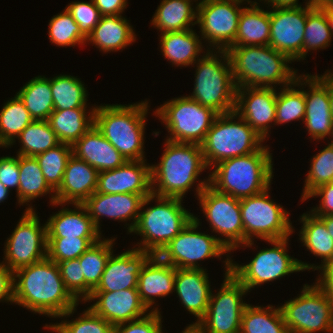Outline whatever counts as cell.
<instances>
[{"label":"cell","instance_id":"1","mask_svg":"<svg viewBox=\"0 0 333 333\" xmlns=\"http://www.w3.org/2000/svg\"><path fill=\"white\" fill-rule=\"evenodd\" d=\"M14 303L53 318L70 316L78 301L65 288L58 264L47 257L13 272Z\"/></svg>","mask_w":333,"mask_h":333},{"label":"cell","instance_id":"2","mask_svg":"<svg viewBox=\"0 0 333 333\" xmlns=\"http://www.w3.org/2000/svg\"><path fill=\"white\" fill-rule=\"evenodd\" d=\"M226 51L237 88H276V84L286 87L293 84L298 76L297 70L288 66L292 60L269 45L229 47Z\"/></svg>","mask_w":333,"mask_h":333},{"label":"cell","instance_id":"3","mask_svg":"<svg viewBox=\"0 0 333 333\" xmlns=\"http://www.w3.org/2000/svg\"><path fill=\"white\" fill-rule=\"evenodd\" d=\"M263 146L257 152L225 159L213 166L209 185L216 191L242 199L270 188L273 177L272 153Z\"/></svg>","mask_w":333,"mask_h":333},{"label":"cell","instance_id":"4","mask_svg":"<svg viewBox=\"0 0 333 333\" xmlns=\"http://www.w3.org/2000/svg\"><path fill=\"white\" fill-rule=\"evenodd\" d=\"M164 145L161 161L150 166L151 191L157 196L182 199L200 173L208 169L202 148L199 144L169 140Z\"/></svg>","mask_w":333,"mask_h":333},{"label":"cell","instance_id":"5","mask_svg":"<svg viewBox=\"0 0 333 333\" xmlns=\"http://www.w3.org/2000/svg\"><path fill=\"white\" fill-rule=\"evenodd\" d=\"M148 107L147 100L126 106L95 107L94 125L127 161L145 160L143 145Z\"/></svg>","mask_w":333,"mask_h":333},{"label":"cell","instance_id":"6","mask_svg":"<svg viewBox=\"0 0 333 333\" xmlns=\"http://www.w3.org/2000/svg\"><path fill=\"white\" fill-rule=\"evenodd\" d=\"M197 61L194 63L197 64L194 91L188 97L218 114L235 111L237 87L227 51L217 50L213 55V50L207 49Z\"/></svg>","mask_w":333,"mask_h":333},{"label":"cell","instance_id":"7","mask_svg":"<svg viewBox=\"0 0 333 333\" xmlns=\"http://www.w3.org/2000/svg\"><path fill=\"white\" fill-rule=\"evenodd\" d=\"M238 118V122L233 119ZM264 139L235 111L218 114L201 144L206 166L248 155L263 147Z\"/></svg>","mask_w":333,"mask_h":333},{"label":"cell","instance_id":"8","mask_svg":"<svg viewBox=\"0 0 333 333\" xmlns=\"http://www.w3.org/2000/svg\"><path fill=\"white\" fill-rule=\"evenodd\" d=\"M154 199L158 204L140 211L131 233L142 236L137 249L158 255L191 222L194 215L182 206L181 198L154 195Z\"/></svg>","mask_w":333,"mask_h":333},{"label":"cell","instance_id":"9","mask_svg":"<svg viewBox=\"0 0 333 333\" xmlns=\"http://www.w3.org/2000/svg\"><path fill=\"white\" fill-rule=\"evenodd\" d=\"M170 132L167 140L201 145L218 113L188 96L174 98L155 111Z\"/></svg>","mask_w":333,"mask_h":333},{"label":"cell","instance_id":"10","mask_svg":"<svg viewBox=\"0 0 333 333\" xmlns=\"http://www.w3.org/2000/svg\"><path fill=\"white\" fill-rule=\"evenodd\" d=\"M269 188L250 197L240 199L244 246L254 244L253 237L267 240L287 238L293 233L289 213L269 197Z\"/></svg>","mask_w":333,"mask_h":333},{"label":"cell","instance_id":"11","mask_svg":"<svg viewBox=\"0 0 333 333\" xmlns=\"http://www.w3.org/2000/svg\"><path fill=\"white\" fill-rule=\"evenodd\" d=\"M289 333H333V304L316 282L305 284L301 294L280 307Z\"/></svg>","mask_w":333,"mask_h":333},{"label":"cell","instance_id":"12","mask_svg":"<svg viewBox=\"0 0 333 333\" xmlns=\"http://www.w3.org/2000/svg\"><path fill=\"white\" fill-rule=\"evenodd\" d=\"M197 197L210 228L224 237V246L231 252L244 244L240 199L216 191L208 179L197 184Z\"/></svg>","mask_w":333,"mask_h":333},{"label":"cell","instance_id":"13","mask_svg":"<svg viewBox=\"0 0 333 333\" xmlns=\"http://www.w3.org/2000/svg\"><path fill=\"white\" fill-rule=\"evenodd\" d=\"M231 258L225 260V279L217 294L210 295L205 316L198 322L206 333H240L241 318L247 303V288L231 273Z\"/></svg>","mask_w":333,"mask_h":333},{"label":"cell","instance_id":"14","mask_svg":"<svg viewBox=\"0 0 333 333\" xmlns=\"http://www.w3.org/2000/svg\"><path fill=\"white\" fill-rule=\"evenodd\" d=\"M198 217L191 222L158 254L164 261L175 268L202 269L198 261L210 257H220L229 251L224 246V238L197 232Z\"/></svg>","mask_w":333,"mask_h":333},{"label":"cell","instance_id":"15","mask_svg":"<svg viewBox=\"0 0 333 333\" xmlns=\"http://www.w3.org/2000/svg\"><path fill=\"white\" fill-rule=\"evenodd\" d=\"M288 237L267 240L273 248L260 250L247 264L239 265L231 261V273L247 288H255L279 279L293 272L302 271L299 260L287 254Z\"/></svg>","mask_w":333,"mask_h":333},{"label":"cell","instance_id":"16","mask_svg":"<svg viewBox=\"0 0 333 333\" xmlns=\"http://www.w3.org/2000/svg\"><path fill=\"white\" fill-rule=\"evenodd\" d=\"M5 264L12 272L47 257V227L41 226L33 206L26 208L5 244Z\"/></svg>","mask_w":333,"mask_h":333},{"label":"cell","instance_id":"17","mask_svg":"<svg viewBox=\"0 0 333 333\" xmlns=\"http://www.w3.org/2000/svg\"><path fill=\"white\" fill-rule=\"evenodd\" d=\"M243 0H201L197 24L203 39L216 50L226 51L235 41ZM212 44V45H211ZM216 46V47H215Z\"/></svg>","mask_w":333,"mask_h":333},{"label":"cell","instance_id":"18","mask_svg":"<svg viewBox=\"0 0 333 333\" xmlns=\"http://www.w3.org/2000/svg\"><path fill=\"white\" fill-rule=\"evenodd\" d=\"M308 4L301 8H273L269 11V46L286 54L292 61L302 59Z\"/></svg>","mask_w":333,"mask_h":333},{"label":"cell","instance_id":"19","mask_svg":"<svg viewBox=\"0 0 333 333\" xmlns=\"http://www.w3.org/2000/svg\"><path fill=\"white\" fill-rule=\"evenodd\" d=\"M154 200V194L115 193L104 194L94 192L82 205L86 208L88 215L100 231V217L106 216L111 219L127 221L132 219L128 225L131 233L135 227L140 210Z\"/></svg>","mask_w":333,"mask_h":333},{"label":"cell","instance_id":"20","mask_svg":"<svg viewBox=\"0 0 333 333\" xmlns=\"http://www.w3.org/2000/svg\"><path fill=\"white\" fill-rule=\"evenodd\" d=\"M275 88L239 87L236 89L235 112L264 140L269 135L270 123L276 117Z\"/></svg>","mask_w":333,"mask_h":333},{"label":"cell","instance_id":"21","mask_svg":"<svg viewBox=\"0 0 333 333\" xmlns=\"http://www.w3.org/2000/svg\"><path fill=\"white\" fill-rule=\"evenodd\" d=\"M302 80V81H301ZM309 85V91L304 90L306 111L303 122L314 140H322L329 136L333 128L328 87L315 75H299L293 86Z\"/></svg>","mask_w":333,"mask_h":333},{"label":"cell","instance_id":"22","mask_svg":"<svg viewBox=\"0 0 333 333\" xmlns=\"http://www.w3.org/2000/svg\"><path fill=\"white\" fill-rule=\"evenodd\" d=\"M151 256L150 252L139 250L137 247L118 256L111 254L101 280L92 292L137 289L140 271Z\"/></svg>","mask_w":333,"mask_h":333},{"label":"cell","instance_id":"23","mask_svg":"<svg viewBox=\"0 0 333 333\" xmlns=\"http://www.w3.org/2000/svg\"><path fill=\"white\" fill-rule=\"evenodd\" d=\"M95 299L96 303L89 308L112 326L139 319L148 311L140 300L138 289L92 292L86 301Z\"/></svg>","mask_w":333,"mask_h":333},{"label":"cell","instance_id":"24","mask_svg":"<svg viewBox=\"0 0 333 333\" xmlns=\"http://www.w3.org/2000/svg\"><path fill=\"white\" fill-rule=\"evenodd\" d=\"M145 163L129 160L113 170L99 172L96 192L151 194L150 165Z\"/></svg>","mask_w":333,"mask_h":333},{"label":"cell","instance_id":"25","mask_svg":"<svg viewBox=\"0 0 333 333\" xmlns=\"http://www.w3.org/2000/svg\"><path fill=\"white\" fill-rule=\"evenodd\" d=\"M98 171L73 154L68 160L60 187L55 191L57 205L82 204L97 188Z\"/></svg>","mask_w":333,"mask_h":333},{"label":"cell","instance_id":"26","mask_svg":"<svg viewBox=\"0 0 333 333\" xmlns=\"http://www.w3.org/2000/svg\"><path fill=\"white\" fill-rule=\"evenodd\" d=\"M206 269L176 268L175 288L182 305L197 317V323L205 316L211 288Z\"/></svg>","mask_w":333,"mask_h":333},{"label":"cell","instance_id":"27","mask_svg":"<svg viewBox=\"0 0 333 333\" xmlns=\"http://www.w3.org/2000/svg\"><path fill=\"white\" fill-rule=\"evenodd\" d=\"M72 154L98 172L113 170L127 160L94 125L72 146Z\"/></svg>","mask_w":333,"mask_h":333},{"label":"cell","instance_id":"28","mask_svg":"<svg viewBox=\"0 0 333 333\" xmlns=\"http://www.w3.org/2000/svg\"><path fill=\"white\" fill-rule=\"evenodd\" d=\"M175 275L176 268L158 255H152L146 261L138 276L137 289L141 302L148 310L155 303V297H164L174 291Z\"/></svg>","mask_w":333,"mask_h":333},{"label":"cell","instance_id":"29","mask_svg":"<svg viewBox=\"0 0 333 333\" xmlns=\"http://www.w3.org/2000/svg\"><path fill=\"white\" fill-rule=\"evenodd\" d=\"M75 209L62 208L46 222L47 238H102L82 204H73Z\"/></svg>","mask_w":333,"mask_h":333},{"label":"cell","instance_id":"30","mask_svg":"<svg viewBox=\"0 0 333 333\" xmlns=\"http://www.w3.org/2000/svg\"><path fill=\"white\" fill-rule=\"evenodd\" d=\"M133 27L122 15H104L87 37L86 42L101 49L104 53L118 51L136 40Z\"/></svg>","mask_w":333,"mask_h":333},{"label":"cell","instance_id":"31","mask_svg":"<svg viewBox=\"0 0 333 333\" xmlns=\"http://www.w3.org/2000/svg\"><path fill=\"white\" fill-rule=\"evenodd\" d=\"M303 226L300 231V240L307 249L315 256L321 257V265L314 266L299 261L302 271L318 270L333 262V239L327 231L324 222L312 212L301 215Z\"/></svg>","mask_w":333,"mask_h":333},{"label":"cell","instance_id":"32","mask_svg":"<svg viewBox=\"0 0 333 333\" xmlns=\"http://www.w3.org/2000/svg\"><path fill=\"white\" fill-rule=\"evenodd\" d=\"M258 4H250V8L242 9L235 41L230 47L269 45V11L260 8Z\"/></svg>","mask_w":333,"mask_h":333},{"label":"cell","instance_id":"33","mask_svg":"<svg viewBox=\"0 0 333 333\" xmlns=\"http://www.w3.org/2000/svg\"><path fill=\"white\" fill-rule=\"evenodd\" d=\"M199 37L193 29L164 33L160 36V49L173 65H194L203 50Z\"/></svg>","mask_w":333,"mask_h":333},{"label":"cell","instance_id":"34","mask_svg":"<svg viewBox=\"0 0 333 333\" xmlns=\"http://www.w3.org/2000/svg\"><path fill=\"white\" fill-rule=\"evenodd\" d=\"M86 110V108L54 110L50 114L48 122L60 143L72 146L94 126L95 107L91 109L88 116Z\"/></svg>","mask_w":333,"mask_h":333},{"label":"cell","instance_id":"35","mask_svg":"<svg viewBox=\"0 0 333 333\" xmlns=\"http://www.w3.org/2000/svg\"><path fill=\"white\" fill-rule=\"evenodd\" d=\"M191 2L163 0L153 16L152 25L160 29L161 34L191 29L190 25L197 24V21L193 22L197 18V6L192 8Z\"/></svg>","mask_w":333,"mask_h":333},{"label":"cell","instance_id":"36","mask_svg":"<svg viewBox=\"0 0 333 333\" xmlns=\"http://www.w3.org/2000/svg\"><path fill=\"white\" fill-rule=\"evenodd\" d=\"M49 193L52 195L50 203L56 205L55 191L46 182L36 158L19 155L18 203L27 204L31 200Z\"/></svg>","mask_w":333,"mask_h":333},{"label":"cell","instance_id":"37","mask_svg":"<svg viewBox=\"0 0 333 333\" xmlns=\"http://www.w3.org/2000/svg\"><path fill=\"white\" fill-rule=\"evenodd\" d=\"M33 120H48L54 111L50 81L37 76L26 83L17 93Z\"/></svg>","mask_w":333,"mask_h":333},{"label":"cell","instance_id":"38","mask_svg":"<svg viewBox=\"0 0 333 333\" xmlns=\"http://www.w3.org/2000/svg\"><path fill=\"white\" fill-rule=\"evenodd\" d=\"M274 308V309H273ZM240 333H289L280 306H252L242 313Z\"/></svg>","mask_w":333,"mask_h":333},{"label":"cell","instance_id":"39","mask_svg":"<svg viewBox=\"0 0 333 333\" xmlns=\"http://www.w3.org/2000/svg\"><path fill=\"white\" fill-rule=\"evenodd\" d=\"M114 241L115 238H103L78 258L85 279V302L101 280L107 260L113 253Z\"/></svg>","mask_w":333,"mask_h":333},{"label":"cell","instance_id":"40","mask_svg":"<svg viewBox=\"0 0 333 333\" xmlns=\"http://www.w3.org/2000/svg\"><path fill=\"white\" fill-rule=\"evenodd\" d=\"M33 121L23 101L16 94L0 111V147H11L19 134Z\"/></svg>","mask_w":333,"mask_h":333},{"label":"cell","instance_id":"41","mask_svg":"<svg viewBox=\"0 0 333 333\" xmlns=\"http://www.w3.org/2000/svg\"><path fill=\"white\" fill-rule=\"evenodd\" d=\"M49 81L54 110L87 108V90L79 78L58 75Z\"/></svg>","mask_w":333,"mask_h":333},{"label":"cell","instance_id":"42","mask_svg":"<svg viewBox=\"0 0 333 333\" xmlns=\"http://www.w3.org/2000/svg\"><path fill=\"white\" fill-rule=\"evenodd\" d=\"M22 147L18 155L35 157L60 144L48 120H33L17 137Z\"/></svg>","mask_w":333,"mask_h":333},{"label":"cell","instance_id":"43","mask_svg":"<svg viewBox=\"0 0 333 333\" xmlns=\"http://www.w3.org/2000/svg\"><path fill=\"white\" fill-rule=\"evenodd\" d=\"M332 31L328 20L321 8L308 6V15L305 23L302 60L308 51L325 49L331 43Z\"/></svg>","mask_w":333,"mask_h":333},{"label":"cell","instance_id":"44","mask_svg":"<svg viewBox=\"0 0 333 333\" xmlns=\"http://www.w3.org/2000/svg\"><path fill=\"white\" fill-rule=\"evenodd\" d=\"M72 155L71 145L60 143L35 156L49 186L56 191L63 180L64 171Z\"/></svg>","mask_w":333,"mask_h":333},{"label":"cell","instance_id":"45","mask_svg":"<svg viewBox=\"0 0 333 333\" xmlns=\"http://www.w3.org/2000/svg\"><path fill=\"white\" fill-rule=\"evenodd\" d=\"M293 84L281 88L276 96L275 124L288 123L294 120H304L306 101L304 90L295 89Z\"/></svg>","mask_w":333,"mask_h":333},{"label":"cell","instance_id":"46","mask_svg":"<svg viewBox=\"0 0 333 333\" xmlns=\"http://www.w3.org/2000/svg\"><path fill=\"white\" fill-rule=\"evenodd\" d=\"M310 171L305 179L302 200L324 184L333 183V147L328 145L312 158Z\"/></svg>","mask_w":333,"mask_h":333},{"label":"cell","instance_id":"47","mask_svg":"<svg viewBox=\"0 0 333 333\" xmlns=\"http://www.w3.org/2000/svg\"><path fill=\"white\" fill-rule=\"evenodd\" d=\"M49 39L58 46L84 44L87 38L81 33L79 25L66 10L53 16L49 22Z\"/></svg>","mask_w":333,"mask_h":333},{"label":"cell","instance_id":"48","mask_svg":"<svg viewBox=\"0 0 333 333\" xmlns=\"http://www.w3.org/2000/svg\"><path fill=\"white\" fill-rule=\"evenodd\" d=\"M101 238H47V258L59 263L79 258Z\"/></svg>","mask_w":333,"mask_h":333},{"label":"cell","instance_id":"49","mask_svg":"<svg viewBox=\"0 0 333 333\" xmlns=\"http://www.w3.org/2000/svg\"><path fill=\"white\" fill-rule=\"evenodd\" d=\"M56 325L64 333H113V326L90 308H87L76 320L71 322L64 320Z\"/></svg>","mask_w":333,"mask_h":333},{"label":"cell","instance_id":"50","mask_svg":"<svg viewBox=\"0 0 333 333\" xmlns=\"http://www.w3.org/2000/svg\"><path fill=\"white\" fill-rule=\"evenodd\" d=\"M57 264L65 288L78 302L81 299L80 297L85 302V279L79 259L66 260Z\"/></svg>","mask_w":333,"mask_h":333},{"label":"cell","instance_id":"51","mask_svg":"<svg viewBox=\"0 0 333 333\" xmlns=\"http://www.w3.org/2000/svg\"><path fill=\"white\" fill-rule=\"evenodd\" d=\"M66 10L72 15L75 22L79 25L81 33L86 38L91 34L102 17L93 0L89 2H72L66 7Z\"/></svg>","mask_w":333,"mask_h":333},{"label":"cell","instance_id":"52","mask_svg":"<svg viewBox=\"0 0 333 333\" xmlns=\"http://www.w3.org/2000/svg\"><path fill=\"white\" fill-rule=\"evenodd\" d=\"M148 312L139 319L113 326V333H163L162 318L158 308L153 307Z\"/></svg>","mask_w":333,"mask_h":333},{"label":"cell","instance_id":"53","mask_svg":"<svg viewBox=\"0 0 333 333\" xmlns=\"http://www.w3.org/2000/svg\"><path fill=\"white\" fill-rule=\"evenodd\" d=\"M0 182L10 190L16 188L17 198L19 189V155L16 157H0Z\"/></svg>","mask_w":333,"mask_h":333},{"label":"cell","instance_id":"54","mask_svg":"<svg viewBox=\"0 0 333 333\" xmlns=\"http://www.w3.org/2000/svg\"><path fill=\"white\" fill-rule=\"evenodd\" d=\"M321 196L319 207L311 209L315 216L333 215V183L324 184L315 189L308 198Z\"/></svg>","mask_w":333,"mask_h":333},{"label":"cell","instance_id":"55","mask_svg":"<svg viewBox=\"0 0 333 333\" xmlns=\"http://www.w3.org/2000/svg\"><path fill=\"white\" fill-rule=\"evenodd\" d=\"M13 303V272L0 263V301Z\"/></svg>","mask_w":333,"mask_h":333},{"label":"cell","instance_id":"56","mask_svg":"<svg viewBox=\"0 0 333 333\" xmlns=\"http://www.w3.org/2000/svg\"><path fill=\"white\" fill-rule=\"evenodd\" d=\"M95 6L104 15H121L127 6V0H93Z\"/></svg>","mask_w":333,"mask_h":333},{"label":"cell","instance_id":"57","mask_svg":"<svg viewBox=\"0 0 333 333\" xmlns=\"http://www.w3.org/2000/svg\"><path fill=\"white\" fill-rule=\"evenodd\" d=\"M320 270L322 274L316 281L324 289L333 304V262L320 268Z\"/></svg>","mask_w":333,"mask_h":333},{"label":"cell","instance_id":"58","mask_svg":"<svg viewBox=\"0 0 333 333\" xmlns=\"http://www.w3.org/2000/svg\"><path fill=\"white\" fill-rule=\"evenodd\" d=\"M298 0H269L268 5L272 8H301L302 5H299ZM308 4H311V0L307 1Z\"/></svg>","mask_w":333,"mask_h":333},{"label":"cell","instance_id":"59","mask_svg":"<svg viewBox=\"0 0 333 333\" xmlns=\"http://www.w3.org/2000/svg\"><path fill=\"white\" fill-rule=\"evenodd\" d=\"M327 87H328V94L330 99V105H331V112L333 115V78L325 72L324 75H316Z\"/></svg>","mask_w":333,"mask_h":333},{"label":"cell","instance_id":"60","mask_svg":"<svg viewBox=\"0 0 333 333\" xmlns=\"http://www.w3.org/2000/svg\"><path fill=\"white\" fill-rule=\"evenodd\" d=\"M319 217L325 224L328 233L333 239V215H328V216H317Z\"/></svg>","mask_w":333,"mask_h":333},{"label":"cell","instance_id":"61","mask_svg":"<svg viewBox=\"0 0 333 333\" xmlns=\"http://www.w3.org/2000/svg\"><path fill=\"white\" fill-rule=\"evenodd\" d=\"M328 20L329 27L331 28L333 34V4L321 8Z\"/></svg>","mask_w":333,"mask_h":333},{"label":"cell","instance_id":"62","mask_svg":"<svg viewBox=\"0 0 333 333\" xmlns=\"http://www.w3.org/2000/svg\"><path fill=\"white\" fill-rule=\"evenodd\" d=\"M182 333H206V331L203 329V327L195 322L189 326L186 327V329L183 330Z\"/></svg>","mask_w":333,"mask_h":333},{"label":"cell","instance_id":"63","mask_svg":"<svg viewBox=\"0 0 333 333\" xmlns=\"http://www.w3.org/2000/svg\"><path fill=\"white\" fill-rule=\"evenodd\" d=\"M331 4H333V0H311V6L313 8H323Z\"/></svg>","mask_w":333,"mask_h":333},{"label":"cell","instance_id":"64","mask_svg":"<svg viewBox=\"0 0 333 333\" xmlns=\"http://www.w3.org/2000/svg\"><path fill=\"white\" fill-rule=\"evenodd\" d=\"M10 190L6 188L2 182H0V203L6 200L9 195Z\"/></svg>","mask_w":333,"mask_h":333},{"label":"cell","instance_id":"65","mask_svg":"<svg viewBox=\"0 0 333 333\" xmlns=\"http://www.w3.org/2000/svg\"><path fill=\"white\" fill-rule=\"evenodd\" d=\"M44 328H46V329H50L51 331L53 330V332L55 331L56 333H64L56 324H50L49 326L46 324L45 326H44Z\"/></svg>","mask_w":333,"mask_h":333},{"label":"cell","instance_id":"66","mask_svg":"<svg viewBox=\"0 0 333 333\" xmlns=\"http://www.w3.org/2000/svg\"><path fill=\"white\" fill-rule=\"evenodd\" d=\"M329 137H331L332 140H331V143H328V145H330V146L333 147V128H332V130H331V132H330V134H329Z\"/></svg>","mask_w":333,"mask_h":333},{"label":"cell","instance_id":"67","mask_svg":"<svg viewBox=\"0 0 333 333\" xmlns=\"http://www.w3.org/2000/svg\"><path fill=\"white\" fill-rule=\"evenodd\" d=\"M243 1H245V0H243ZM246 1H247V3H249V4H250V3H251V4H257V2H256V1H255V2H254V1H253V2H251V1H249V0H246ZM260 1H261V0H260ZM262 1H263V0H262ZM266 1L268 2L269 0H264V2H266Z\"/></svg>","mask_w":333,"mask_h":333},{"label":"cell","instance_id":"68","mask_svg":"<svg viewBox=\"0 0 333 333\" xmlns=\"http://www.w3.org/2000/svg\"><path fill=\"white\" fill-rule=\"evenodd\" d=\"M332 78H333V71L331 72L330 70L329 71H326Z\"/></svg>","mask_w":333,"mask_h":333}]
</instances>
